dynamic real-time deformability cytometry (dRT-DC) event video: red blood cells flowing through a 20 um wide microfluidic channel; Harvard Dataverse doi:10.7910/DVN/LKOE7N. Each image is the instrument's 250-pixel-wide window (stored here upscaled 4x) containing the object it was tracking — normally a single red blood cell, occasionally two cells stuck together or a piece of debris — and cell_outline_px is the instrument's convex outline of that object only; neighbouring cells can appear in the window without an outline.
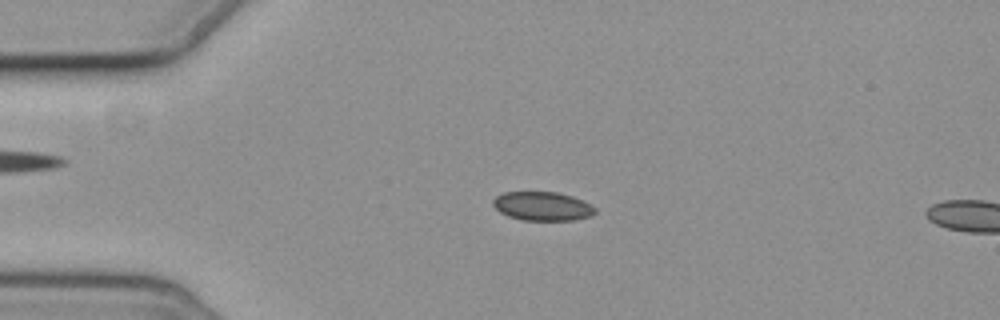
{"species": "common noctule bat (a hibernating species)", "species_latin": "Nyctalus noctula", "temperature_condition": "cold", "stored_images_in_passage": 5, "camera_frame_rate_fps": 3000, "um_per_image_px": 0.085, "animal": {"sex": "female", "body_mass_g": 19.3, "forearm_length_mm": 54.1}, "frame": {"image": 1, "passage_image": 3, "time_ms": 3.0, "image_size_px": [1000, 320], "cell_outline_px": [[596, 212], [592, 216], [572, 220], [520, 220], [508, 216], [500, 212], [492, 204], [492, 200], [496, 196], [504, 192], [556, 192], [572, 196], [596, 208]], "centroid_in_image_um": [46.08, 17.53], "position_along_channel_um": 38.9, "area_um2": 17.11}}
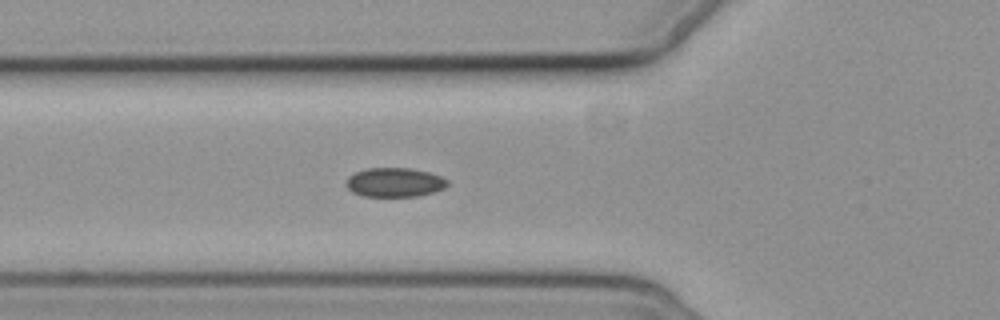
{"frame": {"image": 2, "passage_image": 5, "time_ms": 5.333, "image_size_px": [1000, 320], "cell_outline_px": [[448, 184], [444, 188], [432, 192], [416, 196], [364, 196], [352, 192], [344, 184], [348, 176], [356, 172], [368, 168], [412, 168], [428, 172], [440, 176], [448, 180]], "centroid_in_image_um": [33.51, 15.49], "position_along_channel_um": 92.3, "area_um2": 17.17}}